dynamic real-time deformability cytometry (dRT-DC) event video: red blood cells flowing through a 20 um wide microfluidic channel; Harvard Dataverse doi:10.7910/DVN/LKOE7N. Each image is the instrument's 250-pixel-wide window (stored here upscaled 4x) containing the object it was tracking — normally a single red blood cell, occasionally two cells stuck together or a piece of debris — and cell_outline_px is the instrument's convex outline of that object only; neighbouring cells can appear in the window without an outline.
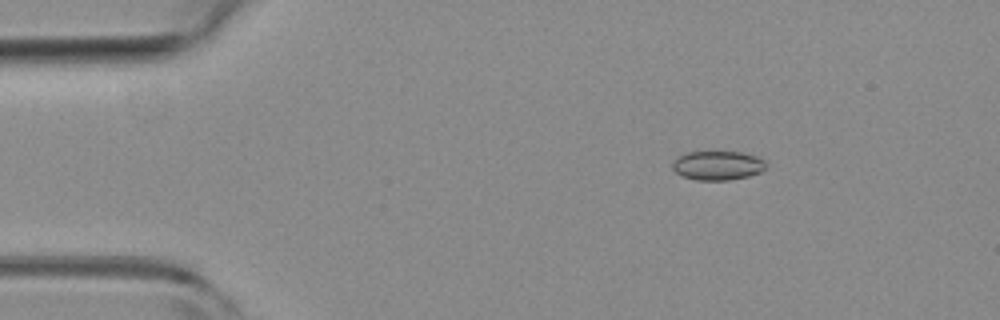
{"species": "common noctule bat (a hibernating species)", "species_latin": "Nyctalus noctula", "temperature_condition": "room temperature", "stored_images_in_passage": 4, "camera_frame_rate_fps": 3000, "um_per_image_px": 0.085, "animal": {"sex": "female", "body_mass_g": 19.3, "forearm_length_mm": 54.1}, "frame": {"image": 1, "passage_image": 2, "time_ms": 0.333, "image_size_px": [1000, 320], "cell_outline_px": [[768, 164], [760, 172], [748, 176], [728, 180], [696, 180], [684, 176], [676, 172], [672, 168], [672, 164], [676, 156], [684, 152], [744, 152], [756, 156], [764, 160]], "centroid_in_image_um": [60.99, 14.05], "position_along_channel_um": 24.0, "area_um2": 15.95}}